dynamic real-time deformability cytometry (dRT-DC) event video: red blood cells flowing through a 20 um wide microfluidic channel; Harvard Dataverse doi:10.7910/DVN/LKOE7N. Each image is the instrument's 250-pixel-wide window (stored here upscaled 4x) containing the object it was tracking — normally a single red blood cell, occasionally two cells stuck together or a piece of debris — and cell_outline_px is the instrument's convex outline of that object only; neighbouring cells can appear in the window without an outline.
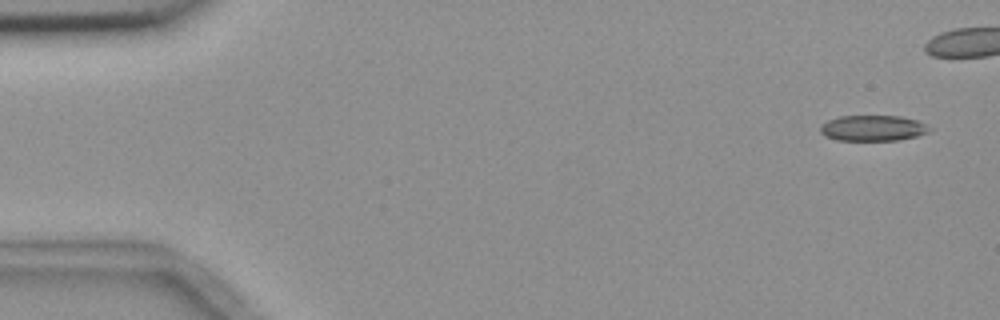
{"species": "common noctule bat (a hibernating species)", "species_latin": "Nyctalus noctula", "temperature_condition": "room temperature", "stored_images_in_passage": 6, "camera_frame_rate_fps": 3000, "um_per_image_px": 0.085, "animal": {"sex": "female", "body_mass_g": 18.4}, "frame": {"image": 1, "passage_image": 1, "time_ms": 0.0, "image_size_px": [1000, 320], "cell_outline_px": [[932, 128], [928, 132], [916, 136], [900, 140], [836, 140], [824, 136], [820, 132], [820, 124], [828, 120], [840, 116], [900, 116], [916, 120]], "centroid_in_image_um": [74.16, 10.89], "position_along_channel_um": 10.8, "area_um2": 16.36}}